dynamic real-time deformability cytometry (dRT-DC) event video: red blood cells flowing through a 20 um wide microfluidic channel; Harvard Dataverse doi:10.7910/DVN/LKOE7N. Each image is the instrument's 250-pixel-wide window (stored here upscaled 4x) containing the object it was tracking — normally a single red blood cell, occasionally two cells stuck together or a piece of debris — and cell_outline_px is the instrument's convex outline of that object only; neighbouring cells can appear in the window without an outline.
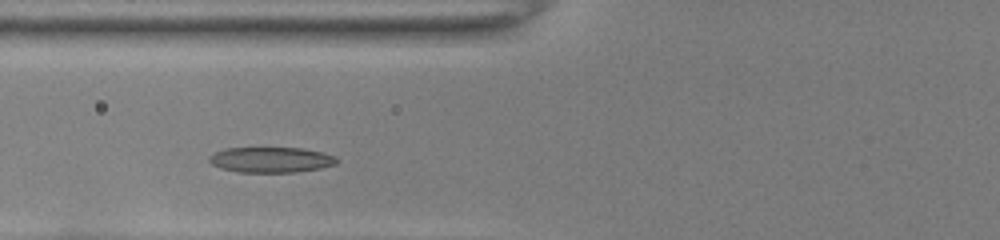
{"species": "common noctule bat (a hibernating species)", "species_latin": "Nyctalus noctula", "temperature_condition": "room temperature", "stored_images_in_passage": 32, "camera_frame_rate_fps": 3000, "um_per_image_px": 0.085, "animal": {"sex": "female", "body_mass_g": 22.0, "forearm_length_mm": 56.7}, "frame": {"image": 1, "passage_image": 7, "time_ms": 2.0, "image_size_px": [1000, 240], "cell_outline_px": [[340, 160], [336, 164], [320, 168], [296, 172], [236, 172], [220, 168], [212, 164], [208, 160], [208, 156], [224, 148], [304, 148], [336, 156]], "centroid_in_image_um": [23.03, 13.58], "position_along_channel_um": 102.8, "area_um2": 19.02}}
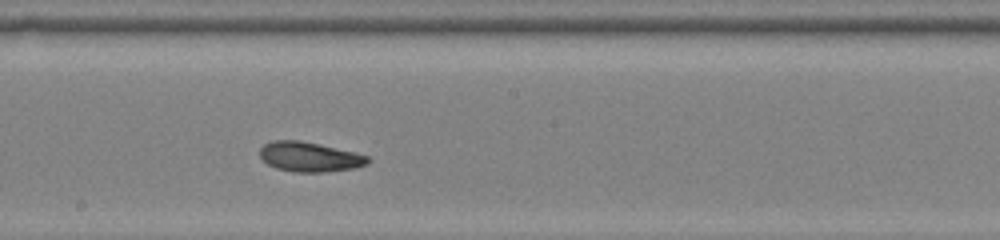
{"frame": {"image": 2, "passage_image": 16, "time_ms": 5.0, "image_size_px": [1000, 240], "cell_outline_px": [[368, 164], [356, 168], [328, 172], [292, 172], [276, 168], [268, 164], [260, 156], [260, 148], [264, 144], [272, 140], [300, 140], [352, 152], [368, 156]], "centroid_in_image_um": [26.29, 13.34], "position_along_channel_um": 221.9, "area_um2": 18.61}}
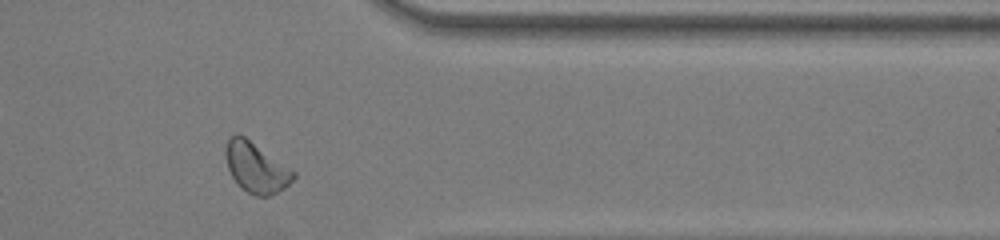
{"frame": {"image": 3, "passage_image": 29, "time_ms": 9.333, "image_size_px": [1000, 240], "cell_outline_px": [[296, 176], [284, 188], [268, 196], [256, 196], [248, 192], [232, 176], [228, 168], [224, 152], [228, 140], [236, 132], [244, 136], [296, 172]], "centroid_in_image_um": [21.76, 14.22], "position_along_channel_um": 389.6, "area_um2": 19.36}, "authors_computed_cell_mechanics": {"area_um2": 18.7561, "velocity_mm_per_s": 3.9811, "shape_relaxation_time_tau1_ms": 3.3511, "shape_relaxation_time_tau2_ms": 2.785, "deformation_change_tau1": 0.133, "deformation_change_tau2": 0.0899}}